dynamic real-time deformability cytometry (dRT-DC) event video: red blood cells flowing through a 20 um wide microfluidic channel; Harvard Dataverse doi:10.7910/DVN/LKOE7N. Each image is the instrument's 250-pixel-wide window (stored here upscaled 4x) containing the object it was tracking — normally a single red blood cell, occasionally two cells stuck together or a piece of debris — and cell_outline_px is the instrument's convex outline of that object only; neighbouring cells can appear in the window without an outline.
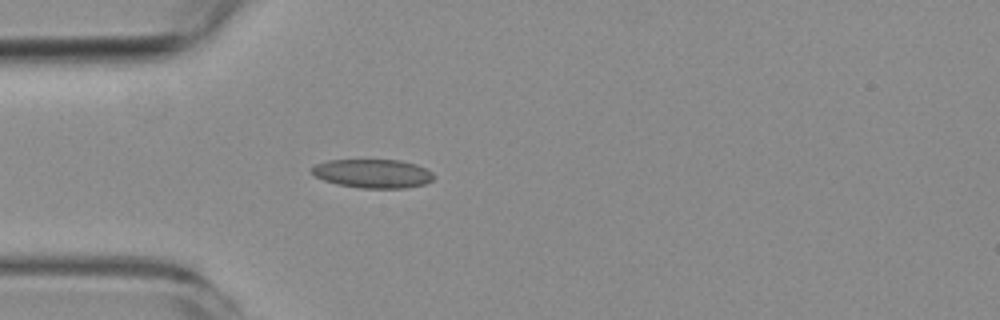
{"species": "common noctule bat (a hibernating species)", "species_latin": "Nyctalus noctula", "temperature_condition": "room temperature", "stored_images_in_passage": 5, "camera_frame_rate_fps": 3000, "um_per_image_px": 0.085, "animal": {"sex": "female", "body_mass_g": 19.3, "forearm_length_mm": 54.1}, "frame": {"image": 1, "passage_image": 5, "time_ms": 4.667, "image_size_px": [1000, 320], "cell_outline_px": [[432, 180], [424, 184], [404, 188], [360, 188], [336, 184], [324, 180], [316, 176], [308, 168], [316, 164], [328, 160], [400, 160], [416, 164], [432, 172]], "centroid_in_image_um": [31.65, 14.75], "position_along_channel_um": 53.4, "area_um2": 20.4}}